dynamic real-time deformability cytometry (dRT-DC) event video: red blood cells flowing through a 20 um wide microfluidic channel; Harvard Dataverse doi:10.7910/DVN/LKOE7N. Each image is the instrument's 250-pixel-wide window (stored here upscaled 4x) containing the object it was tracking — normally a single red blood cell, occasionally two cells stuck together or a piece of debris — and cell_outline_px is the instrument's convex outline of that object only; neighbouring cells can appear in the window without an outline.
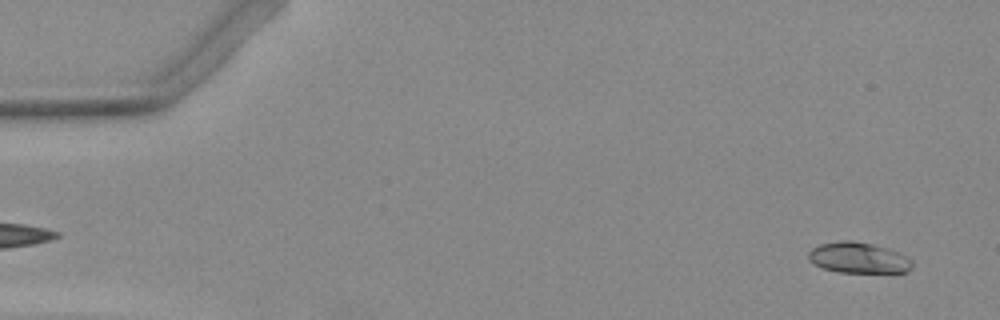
{"species": "Egyptian fruit bat (a non-hibernating species)", "species_latin": "Rousettus aegyptiacus", "temperature_condition": "warm", "stored_images_in_passage": 52, "camera_frame_rate_fps": 3000, "um_per_image_px": 0.085, "animal": {"sex": "female"}, "frame": {"image": 1, "passage_image": 2, "time_ms": 0.333, "image_size_px": [1000, 320], "cell_outline_px": [[912, 264], [904, 272], [840, 272], [824, 268], [808, 260], [808, 252], [812, 248], [820, 244], [840, 240], [852, 240], [872, 244], [900, 252], [912, 260]], "centroid_in_image_um": [72.94, 21.89], "position_along_channel_um": 12.1, "area_um2": 18.44}}
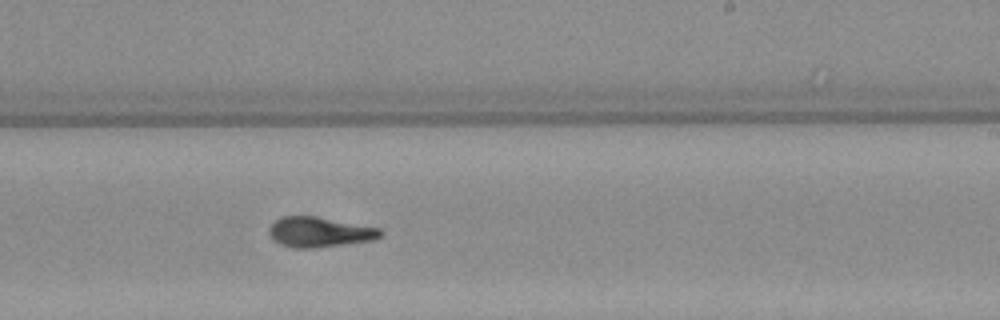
{"frame": {"image": 2, "passage_image": 31, "time_ms": 10.0, "image_size_px": [1000, 320], "cell_outline_px": [[384, 232], [380, 236], [372, 240], [312, 248], [296, 248], [280, 244], [272, 240], [268, 232], [268, 228], [280, 216], [316, 216], [380, 228]], "centroid_in_image_um": [27.12, 19.71], "position_along_channel_um": 261.9, "area_um2": 19.48}}
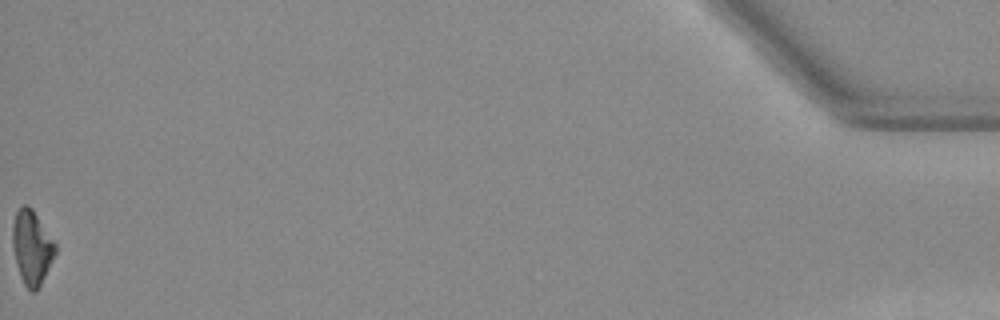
{"frame": {"image": 3, "passage_image": 52, "time_ms": 17.0, "image_size_px": [1000, 320], "cell_outline_px": [[56, 252], [36, 292], [32, 292], [24, 284], [20, 276], [16, 264], [12, 244], [12, 224], [16, 212], [24, 204], [28, 204], [32, 208], [56, 244]], "centroid_in_image_um": [2.68, 21.01], "position_along_channel_um": 432.5, "area_um2": 18.26}}